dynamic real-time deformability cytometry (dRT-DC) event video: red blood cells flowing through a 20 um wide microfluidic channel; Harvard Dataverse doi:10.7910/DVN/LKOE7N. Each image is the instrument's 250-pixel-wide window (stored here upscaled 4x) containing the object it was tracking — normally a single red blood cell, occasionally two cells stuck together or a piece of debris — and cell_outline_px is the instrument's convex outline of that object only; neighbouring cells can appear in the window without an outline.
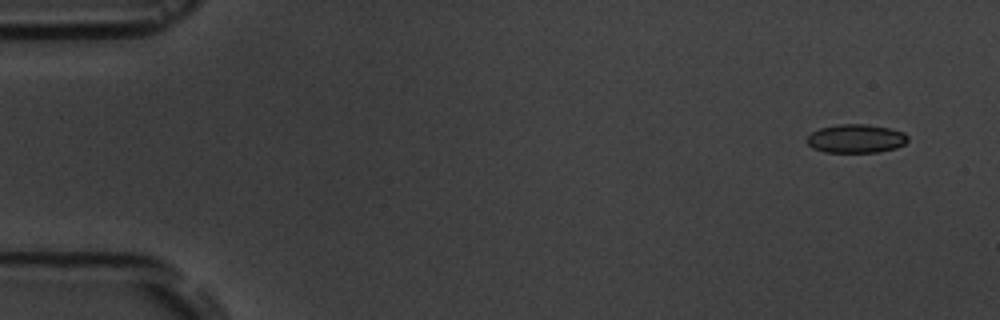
{"species": "common noctule bat (a hibernating species)", "species_latin": "Nyctalus noctula", "temperature_condition": "room temperature", "stored_images_in_passage": 5, "camera_frame_rate_fps": 3000, "um_per_image_px": 0.085, "animal": {"sex": "male", "body_mass_g": 19.5, "forearm_length_mm": 54.6}, "frame": {"image": 1, "passage_image": 1, "time_ms": 0.0, "image_size_px": [1000, 320], "cell_outline_px": [[908, 140], [904, 144], [896, 148], [876, 152], [824, 152], [812, 148], [804, 140], [812, 132], [820, 128], [836, 124], [864, 124], [892, 128], [904, 132], [908, 136]], "centroid_in_image_um": [72.75, 11.77], "position_along_channel_um": 12.3, "area_um2": 16.99}}
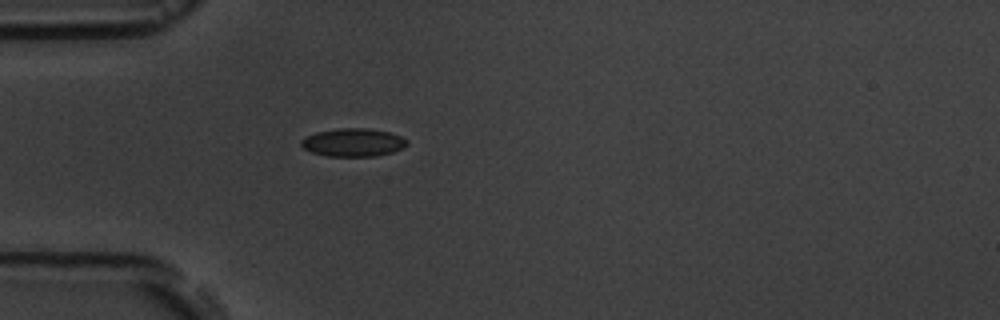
{"frame": {"image": 2, "passage_image": 5, "time_ms": 4.333, "image_size_px": [1000, 320], "cell_outline_px": [[408, 144], [404, 148], [392, 152], [372, 156], [328, 156], [312, 152], [304, 148], [300, 144], [300, 140], [316, 132], [340, 128], [368, 128], [388, 132], [400, 136], [408, 140]], "centroid_in_image_um": [30.03, 12.1], "position_along_channel_um": 55.0, "area_um2": 17.22}}